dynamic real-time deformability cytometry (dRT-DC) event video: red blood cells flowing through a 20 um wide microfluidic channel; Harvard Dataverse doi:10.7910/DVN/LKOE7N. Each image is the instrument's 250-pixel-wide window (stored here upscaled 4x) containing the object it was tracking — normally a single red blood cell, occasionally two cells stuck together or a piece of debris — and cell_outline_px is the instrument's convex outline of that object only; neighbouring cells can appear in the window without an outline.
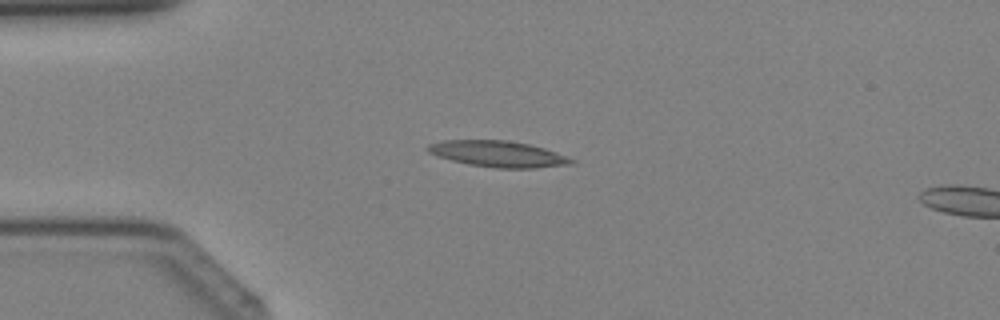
{"species": "Egyptian fruit bat (a non-hibernating species)", "species_latin": "Rousettus aegyptiacus", "temperature_condition": "cold", "stored_images_in_passage": 12, "camera_frame_rate_fps": 3000, "um_per_image_px": 0.085, "animal": {"sex": "female"}, "frame": {"image": 1, "passage_image": 9, "time_ms": 2.667, "image_size_px": [1000, 320], "cell_outline_px": [[576, 160], [572, 164], [536, 168], [496, 168], [468, 164], [452, 160], [428, 152], [424, 148], [428, 144], [444, 140], [508, 140], [528, 144], [544, 148], [556, 152]], "centroid_in_image_um": [42.34, 13.08], "position_along_channel_um": 42.7, "area_um2": 21.79}}